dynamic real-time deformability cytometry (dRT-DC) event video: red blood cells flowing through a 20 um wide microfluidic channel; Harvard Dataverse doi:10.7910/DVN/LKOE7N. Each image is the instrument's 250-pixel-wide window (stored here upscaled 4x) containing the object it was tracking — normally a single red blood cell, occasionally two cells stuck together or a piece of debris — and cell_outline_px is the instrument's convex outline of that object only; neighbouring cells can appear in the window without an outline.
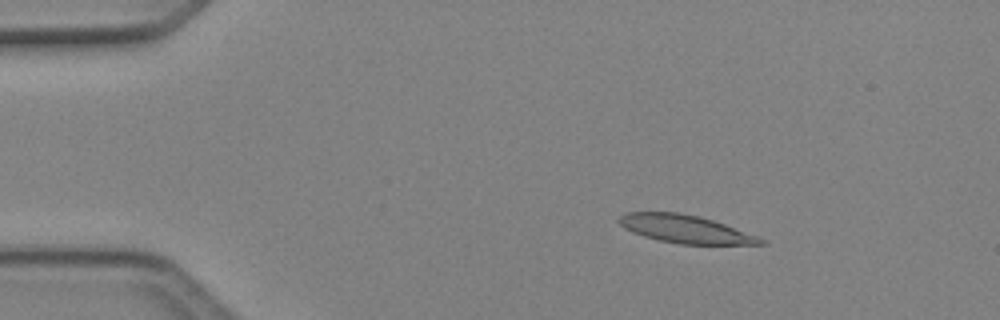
{"species": "Egyptian fruit bat (a non-hibernating species)", "species_latin": "Rousettus aegyptiacus", "temperature_condition": "cold", "stored_images_in_passage": 4, "camera_frame_rate_fps": 3000, "um_per_image_px": 0.085, "animal": {"sex": "female"}, "frame": {"image": 1, "passage_image": 2, "time_ms": 0.333, "image_size_px": [1000, 320], "cell_outline_px": [[764, 244], [680, 244], [660, 240], [644, 236], [632, 232], [624, 228], [616, 220], [620, 216], [628, 212], [676, 212], [696, 216], [712, 220], [724, 224], [756, 236], [764, 240]], "centroid_in_image_um": [58.18, 19.46], "position_along_channel_um": 26.8, "area_um2": 22.6}}
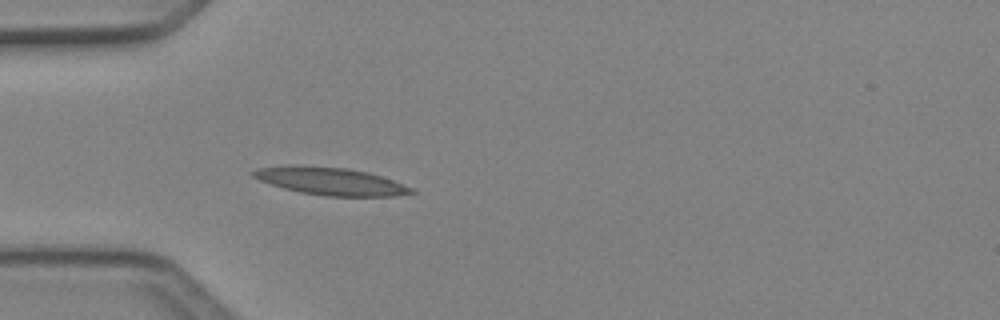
{"frame": {"image": 2, "passage_image": 4, "time_ms": 1.0, "image_size_px": [1000, 320], "cell_outline_px": [[416, 192], [396, 196], [324, 196], [300, 192], [284, 188], [260, 180], [252, 176], [248, 172], [256, 168], [348, 168], [368, 172], [416, 188]], "centroid_in_image_um": [28.23, 15.46], "position_along_channel_um": 56.8, "area_um2": 24.33}}